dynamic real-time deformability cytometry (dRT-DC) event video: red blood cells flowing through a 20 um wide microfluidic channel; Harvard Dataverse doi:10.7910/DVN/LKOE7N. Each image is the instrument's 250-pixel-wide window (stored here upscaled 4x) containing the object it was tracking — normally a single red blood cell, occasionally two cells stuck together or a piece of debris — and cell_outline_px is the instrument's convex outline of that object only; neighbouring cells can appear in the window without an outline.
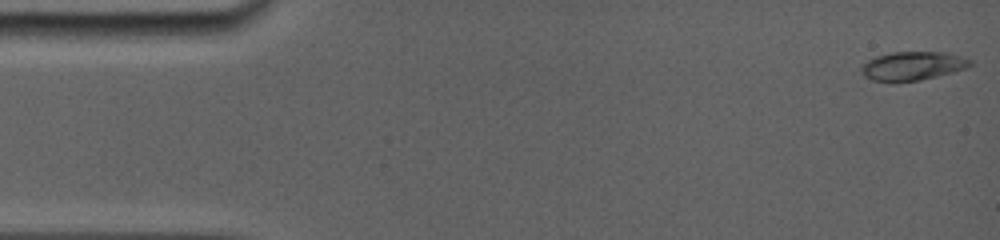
{"species": "common noctule bat (a hibernating species)", "species_latin": "Nyctalus noctula", "temperature_condition": "room temperature", "stored_images_in_passage": 96, "camera_frame_rate_fps": 5000, "um_per_image_px": 0.085, "animal": {"sex": "female", "body_mass_g": 19.0, "forearm_length_mm": 56.7}, "frame": {"image": 1, "passage_image": 1, "time_ms": 0.0, "image_size_px": [1000, 240], "cell_outline_px": [[972, 64], [964, 68], [952, 72], [920, 80], [872, 80], [864, 76], [860, 72], [860, 68], [868, 60], [876, 56], [892, 52], [948, 52], [964, 56], [972, 60]], "centroid_in_image_um": [77.6, 5.57], "position_along_channel_um": 7.4, "area_um2": 17.92}}
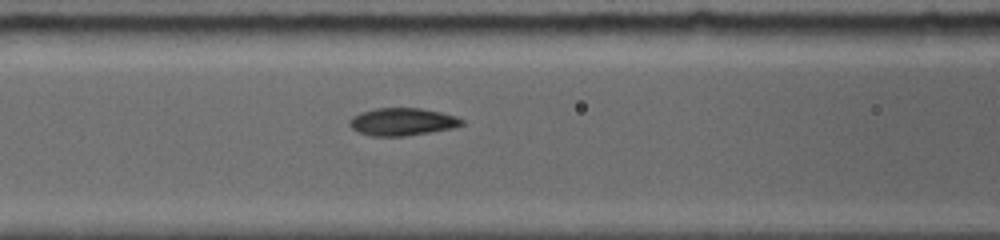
{"frame": {"image": 2, "passage_image": 45, "time_ms": 6.4, "image_size_px": [1000, 240], "cell_outline_px": [[464, 124], [452, 128], [404, 136], [372, 136], [360, 132], [352, 128], [348, 124], [348, 120], [352, 116], [360, 112], [376, 108], [420, 108], [440, 112], [456, 116], [464, 120]], "centroid_in_image_um": [34.17, 10.34], "position_along_channel_um": 132.4, "area_um2": 17.98}}
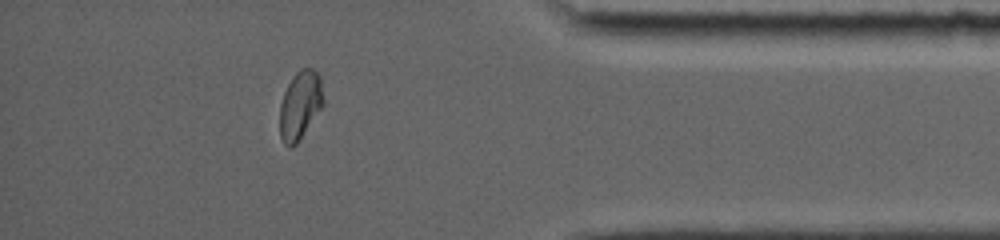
{"frame": {"image": 3, "passage_image": 82, "time_ms": 14.0, "image_size_px": [1000, 240], "cell_outline_px": [[324, 104], [296, 144], [292, 148], [288, 148], [284, 144], [280, 136], [280, 104], [284, 92], [292, 76], [300, 68], [312, 68], [320, 76], [324, 100]], "centroid_in_image_um": [25.5, 8.93], "position_along_channel_um": 409.7, "area_um2": 17.4}, "authors_computed_cell_mechanics": {"area_um2": 17.8602, "velocity_mm_per_s": 3.8706, "shape_relaxation_time_tau1_ms": 8.5027, "shape_relaxation_time_tau2_ms": 1.1677, "deformation_change_tau1": 0.2346, "deformation_change_tau2": 0.0391}}